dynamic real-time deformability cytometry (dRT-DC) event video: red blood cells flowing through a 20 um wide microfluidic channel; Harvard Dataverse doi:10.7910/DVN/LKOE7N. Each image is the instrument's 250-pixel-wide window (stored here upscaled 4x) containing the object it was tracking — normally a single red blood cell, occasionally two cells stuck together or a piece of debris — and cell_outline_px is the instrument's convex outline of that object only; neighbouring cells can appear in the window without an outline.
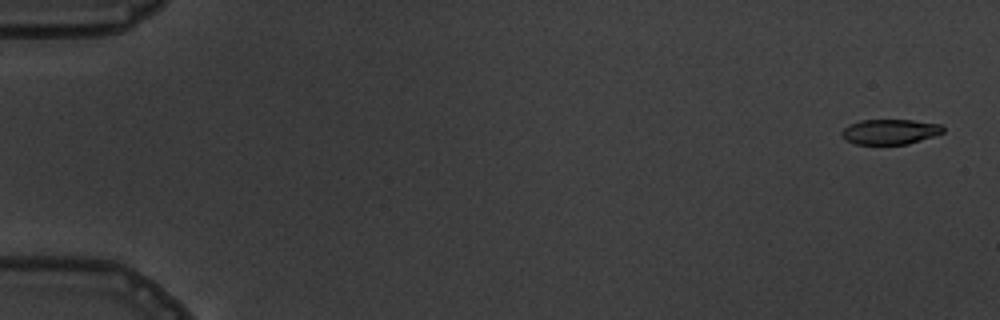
{"species": "common noctule bat (a hibernating species)", "species_latin": "Nyctalus noctula", "temperature_condition": "warm", "stored_images_in_passage": 5, "camera_frame_rate_fps": 3000, "um_per_image_px": 0.085, "animal": {"sex": "male", "body_mass_g": 19.5, "forearm_length_mm": 54.6}, "frame": {"image": 1, "passage_image": 1, "time_ms": 0.0, "image_size_px": [1000, 320], "cell_outline_px": [[944, 132], [908, 144], [856, 144], [848, 140], [840, 132], [848, 124], [860, 120], [912, 120], [940, 124], [944, 128]], "centroid_in_image_um": [75.65, 11.19], "position_along_channel_um": 9.4, "area_um2": 14.68}}
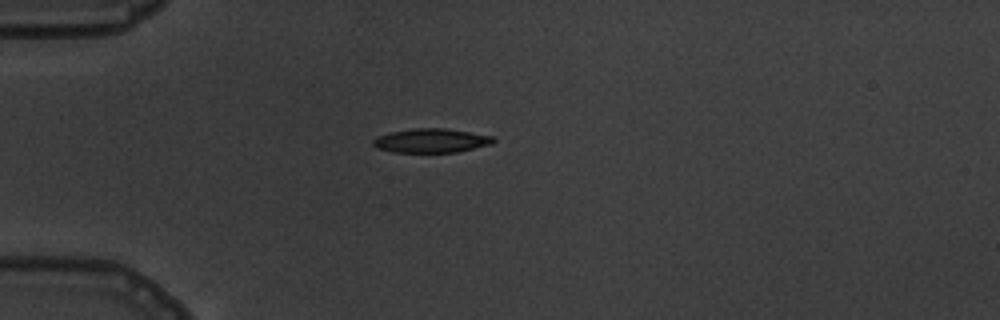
{"frame": {"image": 2, "passage_image": 5, "time_ms": 4.667, "image_size_px": [1000, 320], "cell_outline_px": [[496, 140], [492, 144], [456, 152], [392, 152], [376, 148], [372, 144], [372, 140], [376, 136], [392, 132], [412, 128], [444, 128], [492, 136]], "centroid_in_image_um": [36.61, 11.95], "position_along_channel_um": 48.4, "area_um2": 16.82}}